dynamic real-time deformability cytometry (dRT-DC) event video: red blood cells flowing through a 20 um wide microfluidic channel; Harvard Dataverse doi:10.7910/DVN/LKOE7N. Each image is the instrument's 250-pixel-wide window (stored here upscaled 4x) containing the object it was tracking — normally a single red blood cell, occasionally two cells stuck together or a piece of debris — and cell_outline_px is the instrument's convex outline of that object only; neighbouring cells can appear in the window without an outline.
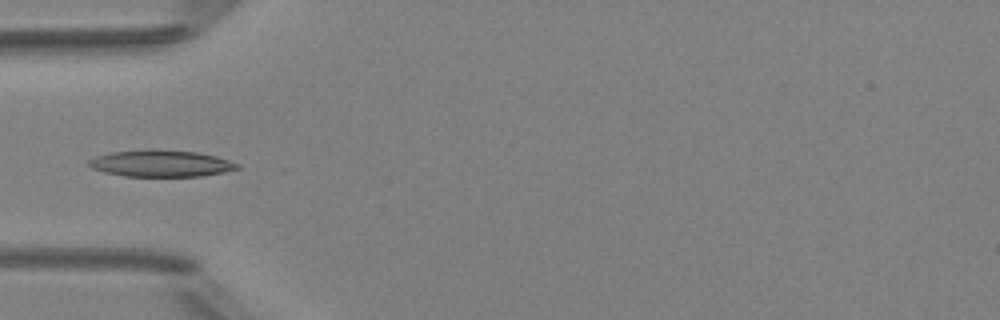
{"species": "Egyptian fruit bat (a non-hibernating species)", "species_latin": "Rousettus aegyptiacus", "temperature_condition": "room temperature", "stored_images_in_passage": 6, "camera_frame_rate_fps": 3000, "um_per_image_px": 0.085, "animal": {"sex": "female"}, "frame": {"image": 1, "passage_image": 5, "time_ms": 4.667, "image_size_px": [1000, 320], "cell_outline_px": [[240, 168], [224, 172], [200, 176], [124, 176], [104, 172], [92, 168], [88, 164], [88, 160], [96, 156], [108, 152], [148, 148], [156, 148], [196, 152], [216, 156], [240, 164]], "centroid_in_image_um": [13.65, 13.87], "position_along_channel_um": 71.3, "area_um2": 23.41}}
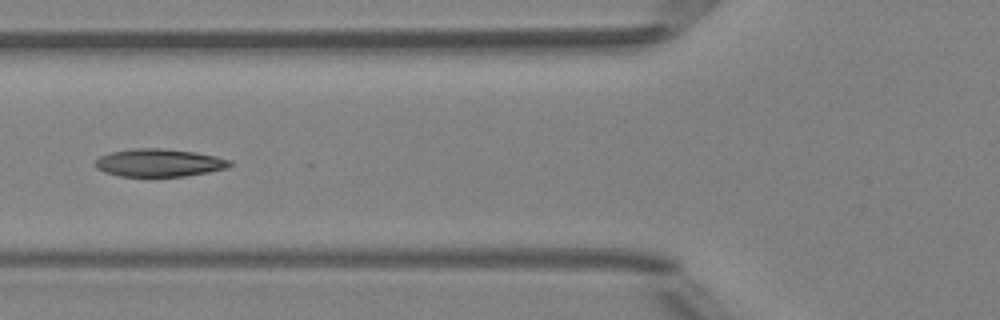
{"frame": {"image": 2, "passage_image": 6, "time_ms": 5.667, "image_size_px": [1000, 320], "cell_outline_px": [[232, 164], [228, 168], [208, 172], [184, 176], [120, 176], [104, 172], [96, 168], [96, 160], [100, 156], [112, 152], [132, 148], [160, 148], [196, 152], [216, 156], [232, 160]], "centroid_in_image_um": [13.55, 13.83], "position_along_channel_um": 112.2, "area_um2": 21.79}}